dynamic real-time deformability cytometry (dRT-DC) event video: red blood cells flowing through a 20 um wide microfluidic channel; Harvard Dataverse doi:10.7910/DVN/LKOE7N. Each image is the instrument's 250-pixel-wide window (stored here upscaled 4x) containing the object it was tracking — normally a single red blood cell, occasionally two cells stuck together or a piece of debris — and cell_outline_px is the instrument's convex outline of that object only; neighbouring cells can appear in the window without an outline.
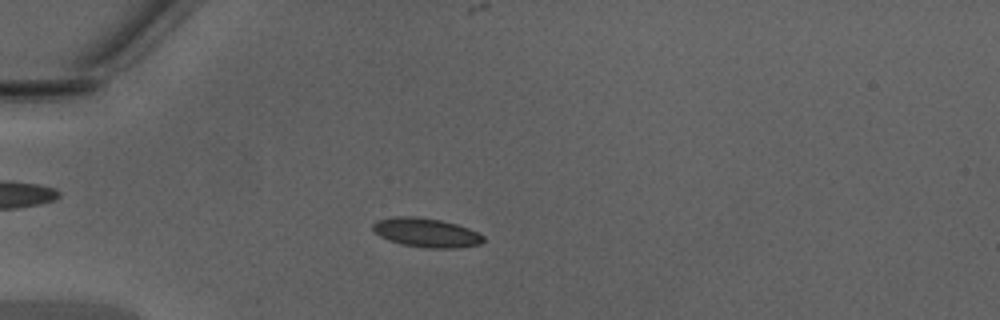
{"species": "Egyptian fruit bat (a non-hibernating species)", "species_latin": "Rousettus aegyptiacus", "temperature_condition": "warm", "stored_images_in_passage": 40, "camera_frame_rate_fps": 3000, "um_per_image_px": 0.085, "animal": {"sex": "male"}, "frame": {"image": 1, "passage_image": 12, "time_ms": 3.667, "image_size_px": [1000, 320], "cell_outline_px": [[484, 240], [480, 244], [456, 248], [428, 248], [404, 244], [388, 240], [372, 232], [372, 224], [376, 220], [396, 216], [416, 216], [440, 220], [456, 224], [468, 228], [484, 236]], "centroid_in_image_um": [36.19, 19.76], "position_along_channel_um": 48.8, "area_um2": 18.73}}
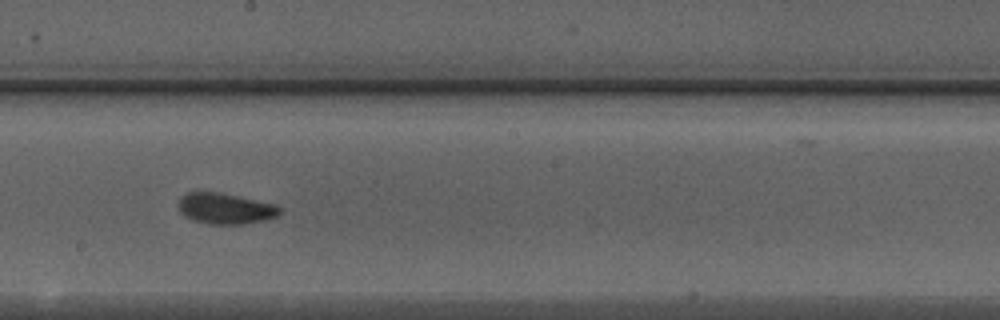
{"frame": {"image": 2, "passage_image": 26, "time_ms": 8.333, "image_size_px": [1000, 320], "cell_outline_px": [[284, 208], [276, 216], [264, 220], [240, 224], [208, 224], [192, 220], [184, 216], [180, 208], [180, 196], [188, 192], [220, 192], [276, 204]], "centroid_in_image_um": [19.18, 17.72], "position_along_channel_um": 229.0, "area_um2": 18.21}}
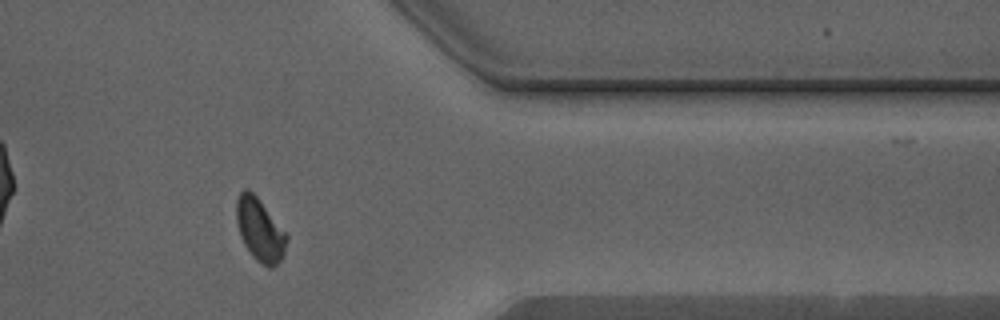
{"frame": {"image": 3, "passage_image": 38, "time_ms": 12.333, "image_size_px": [1000, 320], "cell_outline_px": [[288, 236], [284, 256], [272, 268], [268, 268], [256, 260], [252, 256], [244, 244], [240, 236], [236, 220], [236, 200], [240, 192], [244, 188], [248, 188], [260, 200]], "centroid_in_image_um": [22.07, 19.54], "position_along_channel_um": 389.3, "area_um2": 18.38}, "authors_computed_cell_mechanics": {"area_um2": 18.0625, "velocity_mm_per_s": 4.3397, "shape_relaxation_time_tau1_ms": 3.2371, "shape_relaxation_time_tau2_ms": 1.3701, "deformation_change_tau1": 0.1261, "deformation_change_tau2": 0.0552}}